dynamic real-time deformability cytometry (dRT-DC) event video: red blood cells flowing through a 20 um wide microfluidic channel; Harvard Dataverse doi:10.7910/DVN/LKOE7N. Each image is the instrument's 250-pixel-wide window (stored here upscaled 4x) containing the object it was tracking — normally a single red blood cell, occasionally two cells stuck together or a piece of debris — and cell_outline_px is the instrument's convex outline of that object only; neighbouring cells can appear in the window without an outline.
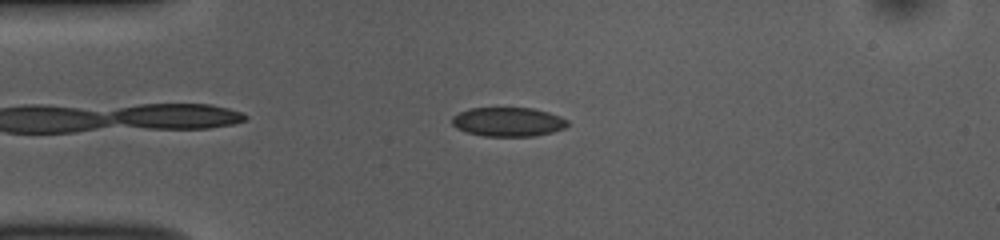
{"species": "common noctule bat (a hibernating species)", "species_latin": "Nyctalus noctula", "temperature_condition": "room temperature", "stored_images_in_passage": 47, "camera_frame_rate_fps": 3000, "um_per_image_px": 0.085, "animal": {"sex": "female", "body_mass_g": 10.0, "forearm_length_mm": 53.1}, "frame": {"image": 1, "passage_image": 7, "time_ms": 2.0, "image_size_px": [1000, 240], "cell_outline_px": [[568, 124], [564, 128], [552, 132], [536, 136], [484, 136], [464, 132], [456, 128], [452, 124], [452, 116], [460, 112], [472, 108], [532, 108], [548, 112], [560, 116], [568, 120]], "centroid_in_image_um": [43.18, 10.36], "position_along_channel_um": 41.8, "area_um2": 19.65}}
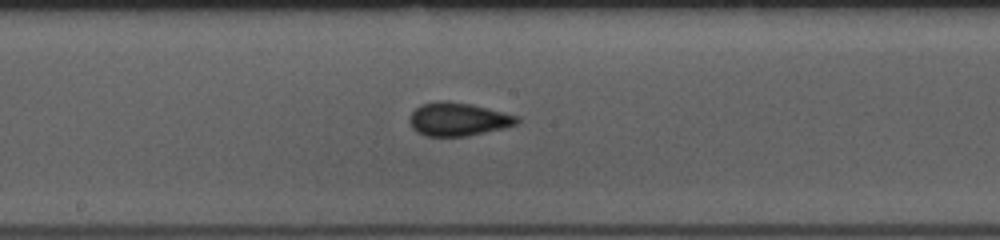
{"frame": {"image": 2, "passage_image": 22, "time_ms": 7.0, "image_size_px": [1000, 240], "cell_outline_px": [[520, 120], [516, 124], [504, 128], [468, 136], [424, 136], [416, 132], [412, 128], [408, 120], [412, 112], [420, 104], [436, 100], [444, 100], [472, 104], [520, 116]], "centroid_in_image_um": [38.92, 10.13], "position_along_channel_um": 209.3, "area_um2": 21.15}}
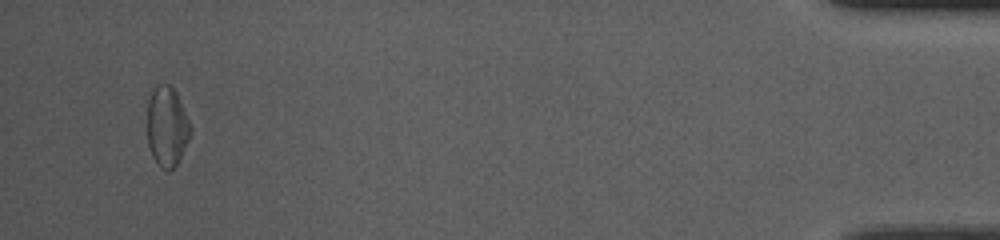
{"frame": {"image": 3, "passage_image": 45, "time_ms": 14.667, "image_size_px": [1000, 240], "cell_outline_px": [[192, 128], [188, 140], [176, 164], [168, 172], [160, 168], [156, 164], [152, 156], [148, 144], [148, 100], [152, 88], [156, 84], [168, 84], [176, 92], [180, 100]], "centroid_in_image_um": [14.17, 10.75], "position_along_channel_um": 421.0, "area_um2": 20.11}, "authors_computed_cell_mechanics": {"area_um2": 19.941, "velocity_mm_per_s": 3.7775, "shape_relaxation_time_tau1_ms": 3.6882, "shape_relaxation_time_tau2_ms": 1.8748, "deformation_change_tau1": 0.0883, "deformation_change_tau2": 0.0582}}